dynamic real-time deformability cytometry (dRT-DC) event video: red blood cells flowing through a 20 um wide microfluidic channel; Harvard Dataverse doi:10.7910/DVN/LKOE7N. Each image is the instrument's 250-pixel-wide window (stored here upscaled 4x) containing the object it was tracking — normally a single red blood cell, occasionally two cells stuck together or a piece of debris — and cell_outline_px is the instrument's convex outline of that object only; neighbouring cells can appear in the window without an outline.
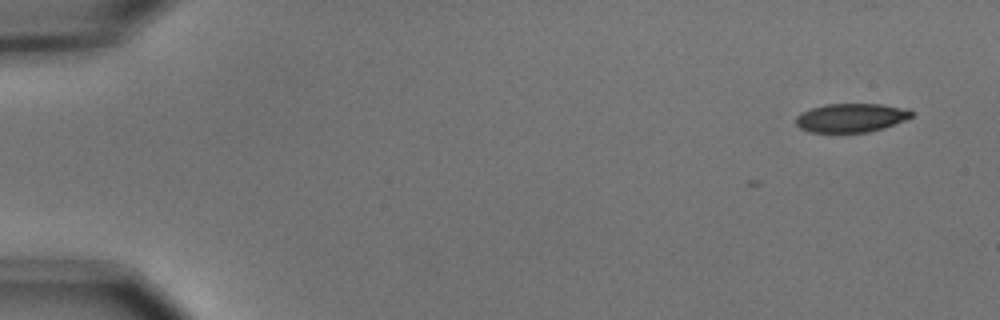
{"species": "common noctule bat (a hibernating species)", "species_latin": "Nyctalus noctula", "temperature_condition": "cold", "stored_images_in_passage": 6, "camera_frame_rate_fps": 3000, "um_per_image_px": 0.085, "animal": {"sex": "male", "body_mass_g": 15.6}, "frame": {"image": 1, "passage_image": 2, "time_ms": 0.333, "image_size_px": [1000, 320], "cell_outline_px": [[912, 116], [904, 120], [884, 128], [868, 132], [808, 132], [800, 128], [796, 124], [796, 116], [800, 112], [824, 104], [880, 104], [908, 108], [912, 112]], "centroid_in_image_um": [72.32, 10.01], "position_along_channel_um": 12.7, "area_um2": 19.42}}
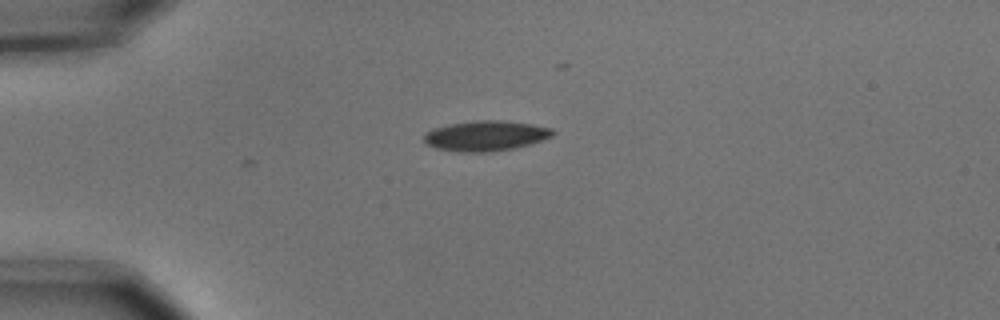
{"frame": {"image": 2, "passage_image": 5, "time_ms": 1.333, "image_size_px": [1000, 320], "cell_outline_px": [[556, 132], [552, 136], [528, 144], [512, 148], [488, 152], [456, 152], [436, 148], [428, 144], [424, 140], [424, 132], [432, 128], [448, 124], [476, 120], [500, 120], [532, 124], [552, 128]], "centroid_in_image_um": [41.24, 11.53], "position_along_channel_um": 43.8, "area_um2": 22.66}}